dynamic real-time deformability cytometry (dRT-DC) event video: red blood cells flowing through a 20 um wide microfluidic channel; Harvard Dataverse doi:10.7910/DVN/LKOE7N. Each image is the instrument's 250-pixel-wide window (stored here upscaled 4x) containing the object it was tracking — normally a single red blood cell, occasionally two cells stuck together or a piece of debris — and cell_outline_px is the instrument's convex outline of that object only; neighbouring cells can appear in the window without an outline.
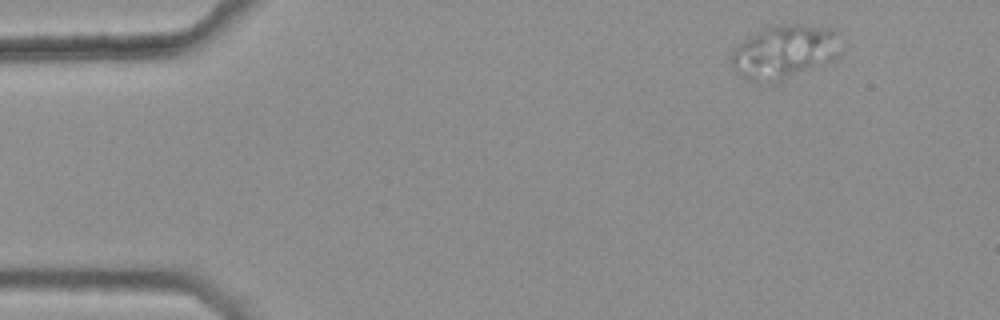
{"species": "common noctule bat (a hibernating species)", "species_latin": "Nyctalus noctula", "temperature_condition": "warm", "stored_images_in_passage": 45, "camera_frame_rate_fps": 3000, "um_per_image_px": 0.085, "animal": {"sex": "female", "body_mass_g": 25.1}, "frame": {"image": 1, "passage_image": 1, "time_ms": 0.0, "image_size_px": [1000, 320], "cell_outline_px": [[844, 40], [840, 56], [836, 60], [776, 84], [748, 80], [732, 68], [732, 52], [740, 44], [764, 28], [776, 24], [804, 24], [832, 28]], "centroid_in_image_um": [66.81, 4.42], "position_along_channel_um": 18.2, "area_um2": 35.08}}
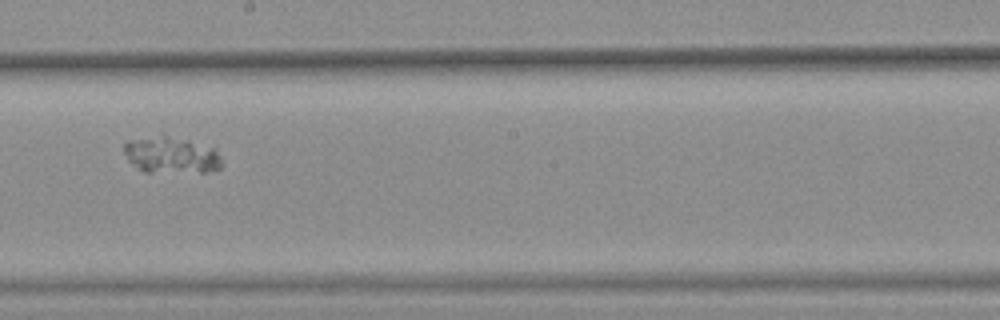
{"frame": {"image": 2, "passage_image": 26, "time_ms": 8.333, "image_size_px": [1000, 320], "cell_outline_px": [[224, 164], [220, 168], [204, 172], [144, 172], [132, 164], [128, 160], [124, 152], [124, 144], [128, 140], [164, 136], [168, 136], [188, 140], [216, 148]], "centroid_in_image_um": [14.59, 13.2], "position_along_channel_um": 233.6, "area_um2": 20.75}}
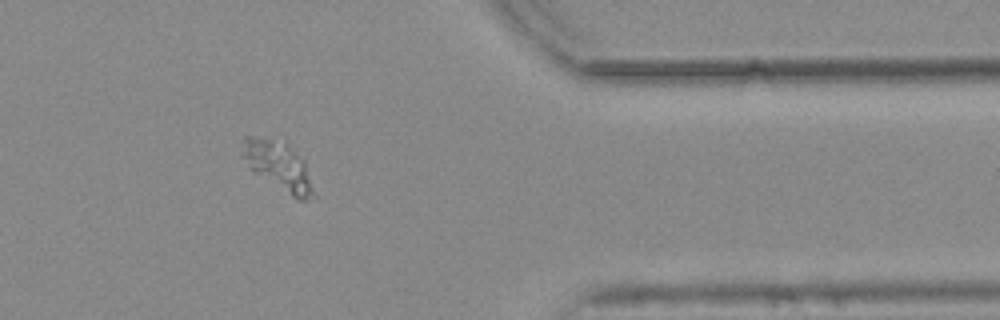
{"frame": {"image": 3, "passage_image": 40, "time_ms": 13.0, "image_size_px": [1000, 320], "cell_outline_px": [[316, 196], [308, 200], [300, 200], [292, 196], [252, 172], [248, 168], [244, 156], [244, 136], [252, 136], [272, 140], [288, 144], [304, 160]], "centroid_in_image_um": [23.7, 14.14], "position_along_channel_um": 387.7, "area_um2": 20.0}}